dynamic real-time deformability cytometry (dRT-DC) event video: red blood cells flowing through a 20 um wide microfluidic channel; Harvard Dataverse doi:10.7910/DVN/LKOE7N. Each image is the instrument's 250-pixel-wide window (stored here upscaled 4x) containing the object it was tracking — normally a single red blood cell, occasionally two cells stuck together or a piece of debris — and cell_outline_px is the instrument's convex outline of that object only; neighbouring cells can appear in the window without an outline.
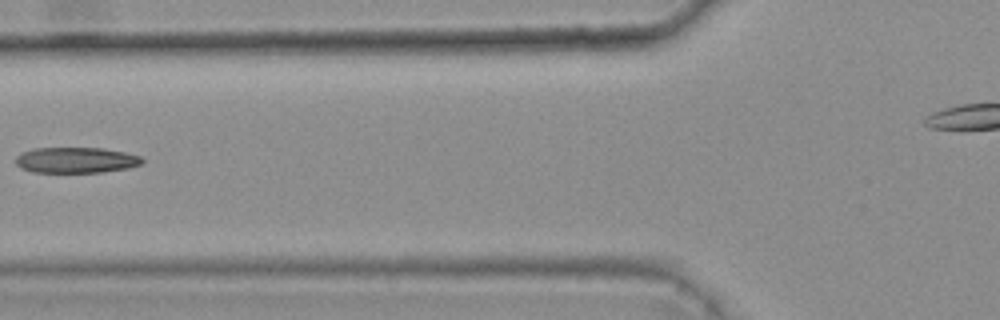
{"species": "common noctule bat (a hibernating species)", "species_latin": "Nyctalus noctula", "temperature_condition": "warm", "stored_images_in_passage": 6, "camera_frame_rate_fps": 3000, "um_per_image_px": 0.085, "animal": {"sex": "female", "body_mass_g": 25.1}, "frame": {"image": 1, "passage_image": 5, "time_ms": 1.333, "image_size_px": [1000, 320], "cell_outline_px": [[144, 160], [140, 164], [128, 168], [100, 172], [32, 172], [20, 168], [16, 164], [16, 156], [20, 152], [32, 148], [104, 148], [124, 152], [140, 156]], "centroid_in_image_um": [6.41, 13.6], "position_along_channel_um": 119.4, "area_um2": 19.02}}
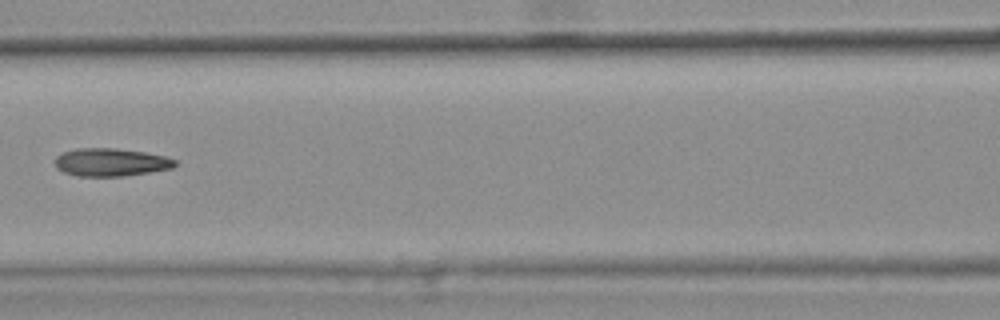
{"frame": {"image": 2, "passage_image": 6, "time_ms": 1.667, "image_size_px": [1000, 320], "cell_outline_px": [[176, 164], [172, 168], [124, 176], [76, 176], [64, 172], [56, 168], [56, 156], [64, 152], [76, 148], [116, 148], [144, 152], [164, 156], [176, 160]], "centroid_in_image_um": [9.4, 13.79], "position_along_channel_um": 157.2, "area_um2": 19.42}}